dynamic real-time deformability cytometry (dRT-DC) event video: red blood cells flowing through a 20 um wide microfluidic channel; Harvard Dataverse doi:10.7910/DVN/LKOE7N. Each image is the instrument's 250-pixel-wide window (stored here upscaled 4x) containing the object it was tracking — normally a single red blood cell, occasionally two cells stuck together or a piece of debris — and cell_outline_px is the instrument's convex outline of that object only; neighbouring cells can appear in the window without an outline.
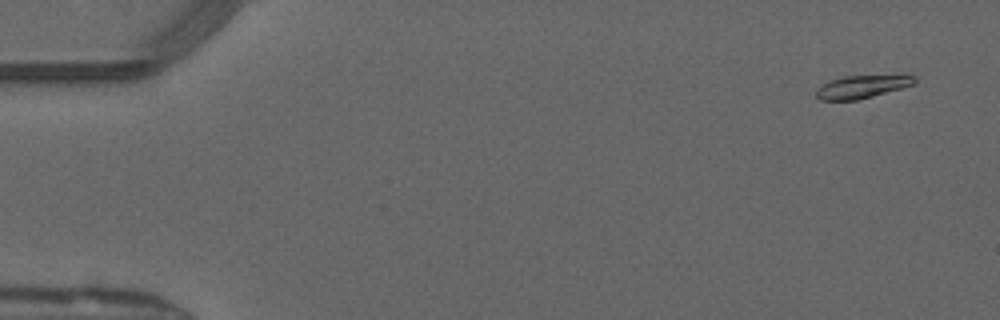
{"species": "common noctule bat (a hibernating species)", "species_latin": "Nyctalus noctula", "temperature_condition": "warm", "stored_images_in_passage": 51, "camera_frame_rate_fps": 3000, "um_per_image_px": 0.085, "animal": {"sex": "male", "forearm_length_mm": 52.5}, "frame": {"image": 1, "passage_image": 3, "time_ms": 0.667, "image_size_px": [1000, 320], "cell_outline_px": [[916, 80], [912, 84], [900, 88], [872, 96], [856, 100], [820, 100], [816, 96], [816, 88], [820, 84], [844, 76], [916, 76]], "centroid_in_image_um": [73.16, 7.38], "position_along_channel_um": 11.8, "area_um2": 12.72}}
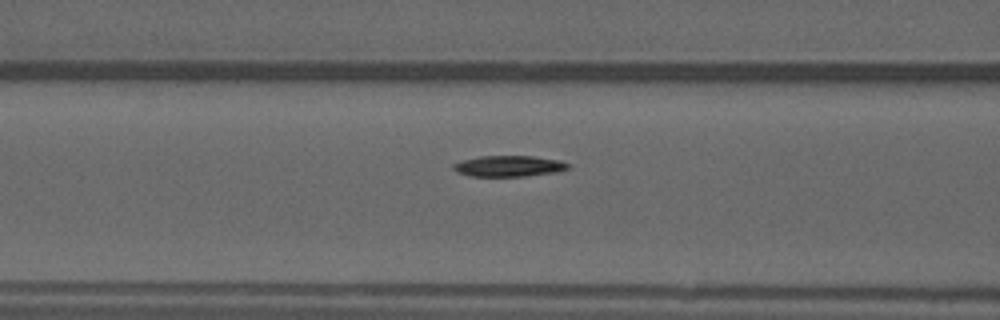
{"frame": {"image": 2, "passage_image": 21, "time_ms": 6.667, "image_size_px": [1000, 320], "cell_outline_px": [[568, 168], [556, 172], [524, 176], [468, 176], [456, 172], [452, 168], [452, 164], [464, 160], [480, 156], [532, 156], [560, 160], [568, 164]], "centroid_in_image_um": [43.2, 14.12], "position_along_channel_um": 123.4, "area_um2": 13.93}}
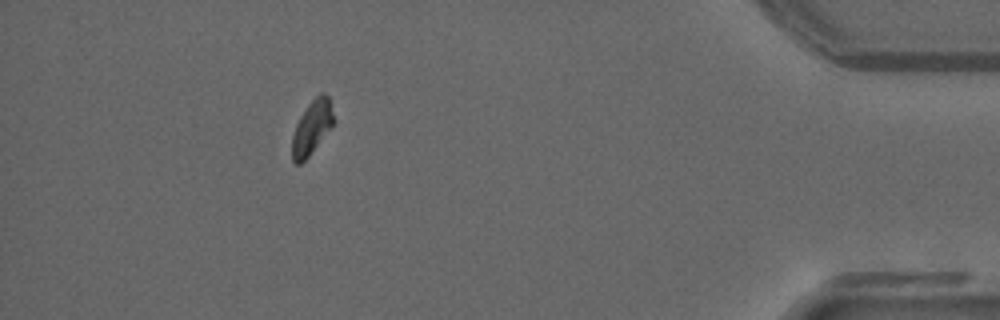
{"frame": {"image": 3, "passage_image": 46, "time_ms": 15.0, "image_size_px": [1000, 320], "cell_outline_px": [[332, 124], [308, 156], [300, 164], [296, 164], [292, 160], [292, 136], [296, 124], [300, 116], [308, 104], [320, 92], [324, 92], [328, 96], [332, 112]], "centroid_in_image_um": [26.46, 10.82], "position_along_channel_um": 408.7, "area_um2": 12.48}, "authors_computed_cell_mechanics": {"area_um2": 13.9298, "velocity_mm_per_s": 4.1008, "shape_relaxation_time_tau1_ms": 6.7651, "shape_relaxation_time_tau2_ms": null, "deformation_change_tau1": 0.1934, "deformation_change_tau2": null}}